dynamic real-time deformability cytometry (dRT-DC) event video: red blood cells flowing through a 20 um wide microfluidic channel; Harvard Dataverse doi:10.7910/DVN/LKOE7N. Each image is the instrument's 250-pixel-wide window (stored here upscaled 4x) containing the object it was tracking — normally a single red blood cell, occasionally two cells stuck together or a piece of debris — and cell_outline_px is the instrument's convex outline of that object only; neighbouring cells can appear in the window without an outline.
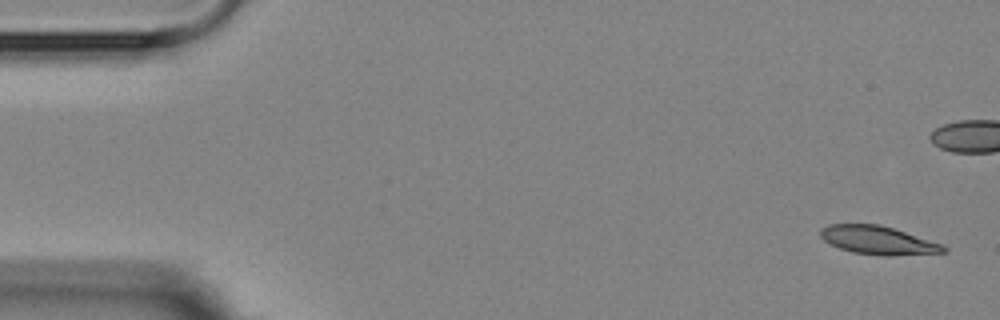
{"species": "Egyptian fruit bat (a non-hibernating species)", "species_latin": "Rousettus aegyptiacus", "temperature_condition": "room temperature", "stored_images_in_passage": 8, "segment_of_instrument_passage": [1, 2], "camera_frame_rate_fps": 3000, "um_per_image_px": 0.085, "animal": {"sex": "female"}, "frame": {"image": 1, "passage_image": 1, "time_ms": 0.0, "image_size_px": [1000, 320], "cell_outline_px": [[948, 252], [892, 256], [884, 256], [852, 252], [840, 248], [824, 240], [820, 236], [820, 228], [828, 224], [880, 224], [944, 244], [948, 248]], "centroid_in_image_um": [74.68, 20.42], "position_along_channel_um": 10.3, "area_um2": 20.52}}
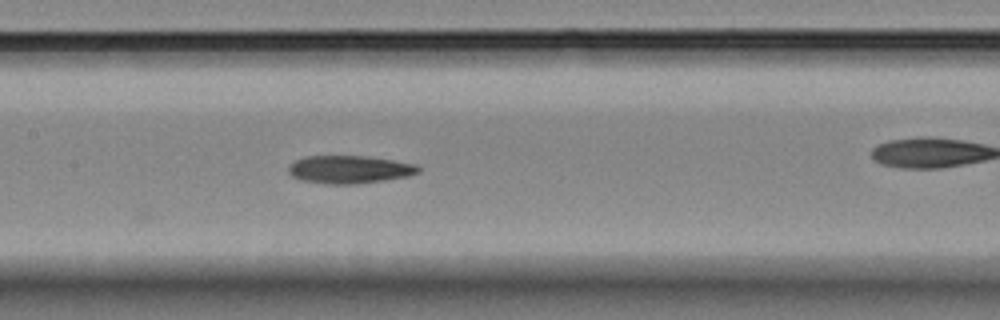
{"frame": {"image": 2, "passage_image": 7, "time_ms": 8.0, "image_size_px": [1000, 320], "cell_outline_px": [[420, 172], [408, 176], [384, 180], [356, 184], [324, 184], [300, 180], [292, 176], [288, 172], [288, 168], [296, 160], [304, 156], [364, 156], [392, 160], [416, 164], [420, 168]], "centroid_in_image_um": [29.69, 14.41], "position_along_channel_um": 177.7, "area_um2": 21.1}}